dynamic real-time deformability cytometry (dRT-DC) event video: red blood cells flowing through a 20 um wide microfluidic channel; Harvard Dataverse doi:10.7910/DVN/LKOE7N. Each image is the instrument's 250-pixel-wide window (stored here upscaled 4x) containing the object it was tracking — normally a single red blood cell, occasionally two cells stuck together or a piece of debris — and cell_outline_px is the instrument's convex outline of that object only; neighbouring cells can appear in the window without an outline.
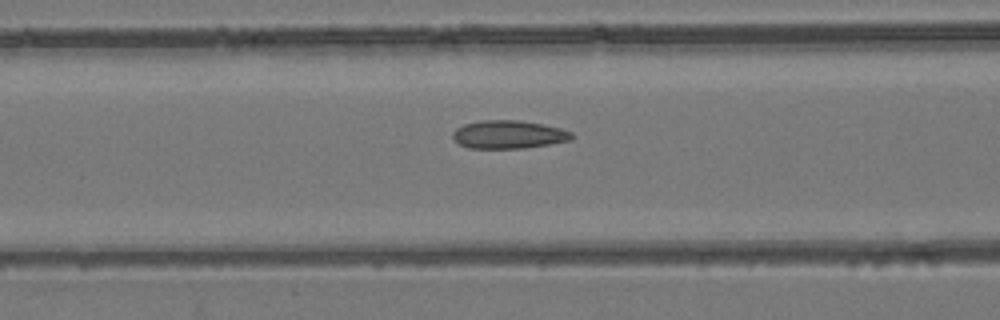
{"species": "common noctule bat (a hibernating species)", "species_latin": "Nyctalus noctula", "temperature_condition": "room temperature", "stored_images_in_passage": 54, "camera_frame_rate_fps": 3000, "um_per_image_px": 0.085, "animal": {"sex": "female", "body_mass_g": 24.6, "forearm_length_mm": 56.2}, "frame": {"image": 1, "passage_image": 21, "time_ms": 6.667, "image_size_px": [1000, 320], "cell_outline_px": [[576, 136], [572, 140], [524, 148], [468, 148], [460, 144], [452, 136], [452, 132], [456, 128], [464, 124], [480, 120], [520, 120], [560, 128], [572, 132]], "centroid_in_image_um": [43.24, 11.43], "position_along_channel_um": 123.4, "area_um2": 19.54}}
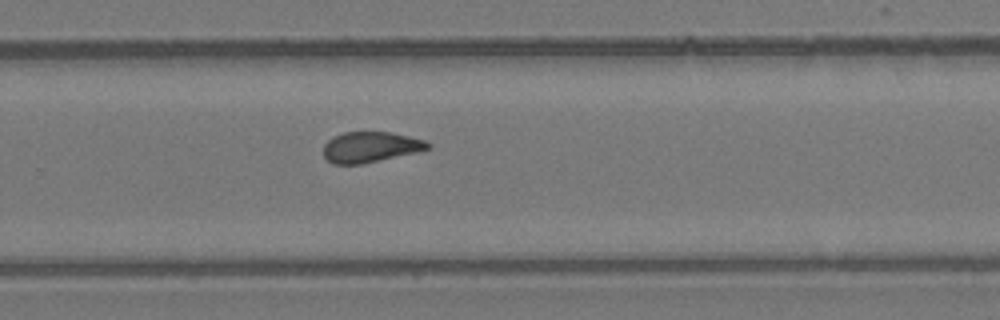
{"frame": {"image": 2, "passage_image": 35, "time_ms": 11.333, "image_size_px": [1000, 320], "cell_outline_px": [[432, 148], [416, 152], [360, 164], [332, 164], [324, 156], [324, 144], [332, 136], [344, 132], [392, 132], [424, 140], [432, 144]], "centroid_in_image_um": [31.48, 12.49], "position_along_channel_um": 298.3, "area_um2": 18.55}}
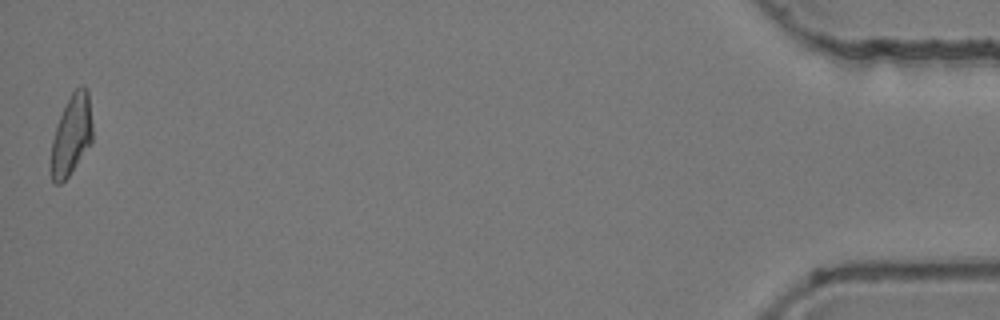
{"frame": {"image": 3, "passage_image": 54, "time_ms": 17.667, "image_size_px": [1000, 320], "cell_outline_px": [[92, 144], [68, 176], [60, 184], [52, 184], [52, 140], [56, 124], [72, 92], [80, 84], [84, 84], [88, 88], [92, 124]], "centroid_in_image_um": [6.1, 11.44], "position_along_channel_um": 429.1, "area_um2": 19.42}, "authors_computed_cell_mechanics": {"area_um2": 19.5364, "velocity_mm_per_s": 3.7478, "shape_relaxation_time_tau1_ms": null, "shape_relaxation_time_tau2_ms": 1.2941, "deformation_change_tau1": null, "deformation_change_tau2": 0.0818}}